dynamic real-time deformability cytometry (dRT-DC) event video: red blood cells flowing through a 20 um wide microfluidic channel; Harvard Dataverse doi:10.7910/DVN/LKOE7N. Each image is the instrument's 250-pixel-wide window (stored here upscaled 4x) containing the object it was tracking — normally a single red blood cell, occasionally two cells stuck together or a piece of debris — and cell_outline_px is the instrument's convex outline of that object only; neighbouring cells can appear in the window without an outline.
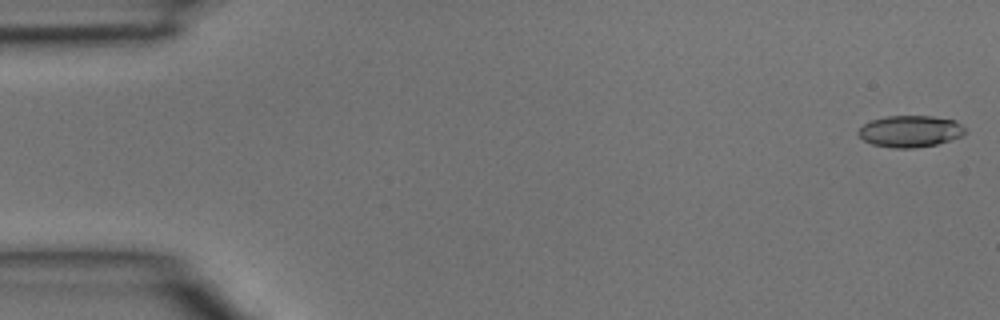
{"species": "common noctule bat (a hibernating species)", "species_latin": "Nyctalus noctula", "temperature_condition": "room temperature", "stored_images_in_passage": 4, "camera_frame_rate_fps": 3000, "um_per_image_px": 0.085, "animal": {"sex": "male", "body_mass_g": 15.6}, "frame": {"image": 1, "passage_image": 1, "time_ms": 0.0, "image_size_px": [1000, 320], "cell_outline_px": [[968, 132], [964, 136], [936, 144], [916, 148], [892, 148], [872, 144], [864, 140], [856, 132], [864, 124], [872, 120], [888, 116], [932, 116], [956, 120]], "centroid_in_image_um": [77.4, 11.16], "position_along_channel_um": 7.6, "area_um2": 19.77}}
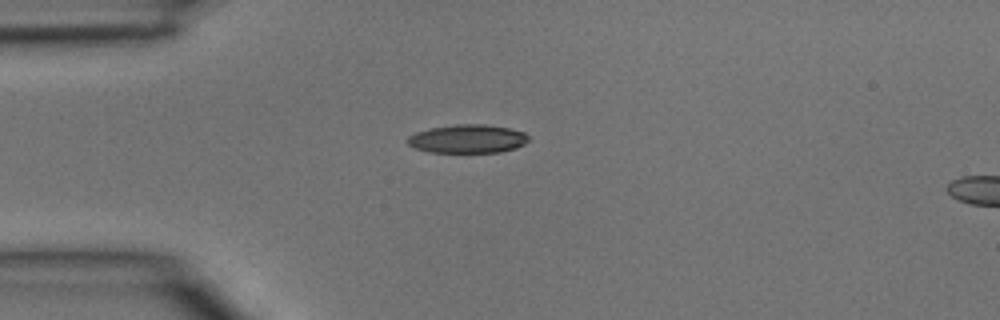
{"frame": {"image": 2, "passage_image": 3, "time_ms": 0.667, "image_size_px": [1000, 320], "cell_outline_px": [[528, 140], [524, 144], [516, 148], [500, 152], [428, 152], [416, 148], [408, 144], [408, 136], [416, 132], [432, 128], [456, 124], [484, 124], [508, 128], [524, 132], [528, 136]], "centroid_in_image_um": [39.76, 11.8], "position_along_channel_um": 45.2, "area_um2": 19.94}}